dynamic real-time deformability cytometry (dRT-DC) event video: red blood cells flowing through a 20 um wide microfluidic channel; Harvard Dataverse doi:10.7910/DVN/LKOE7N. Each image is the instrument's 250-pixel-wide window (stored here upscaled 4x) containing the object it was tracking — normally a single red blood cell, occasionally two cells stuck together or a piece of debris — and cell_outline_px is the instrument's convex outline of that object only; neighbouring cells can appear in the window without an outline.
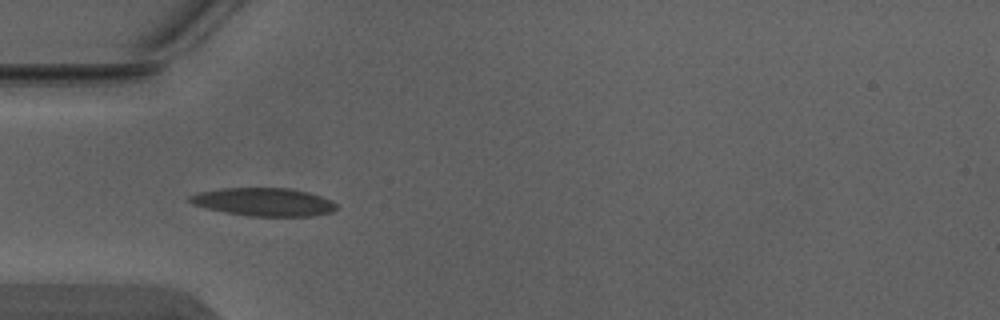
{"species": "Egyptian fruit bat (a non-hibernating species)", "species_latin": "Rousettus aegyptiacus", "temperature_condition": "warm", "stored_images_in_passage": 5, "camera_frame_rate_fps": 3000, "um_per_image_px": 0.085, "animal": {"sex": "male"}, "frame": {"image": 1, "passage_image": 3, "time_ms": 0.667, "image_size_px": [1000, 320], "cell_outline_px": [[336, 208], [332, 212], [312, 216], [248, 216], [208, 208], [196, 204], [188, 200], [188, 196], [196, 192], [220, 188], [288, 188], [308, 192], [332, 200], [336, 204]], "centroid_in_image_um": [22.43, 17.16], "position_along_channel_um": 62.6, "area_um2": 23.87}}
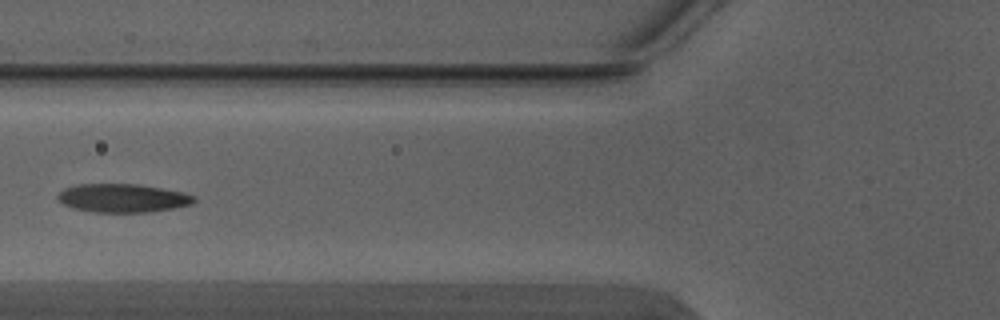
{"frame": {"image": 2, "passage_image": 4, "time_ms": 1.0, "image_size_px": [1000, 320], "cell_outline_px": [[196, 200], [192, 204], [176, 208], [148, 212], [96, 212], [72, 208], [64, 204], [56, 196], [64, 188], [80, 184], [140, 184], [184, 192], [196, 196]], "centroid_in_image_um": [10.48, 16.83], "position_along_channel_um": 115.3, "area_um2": 22.72}}
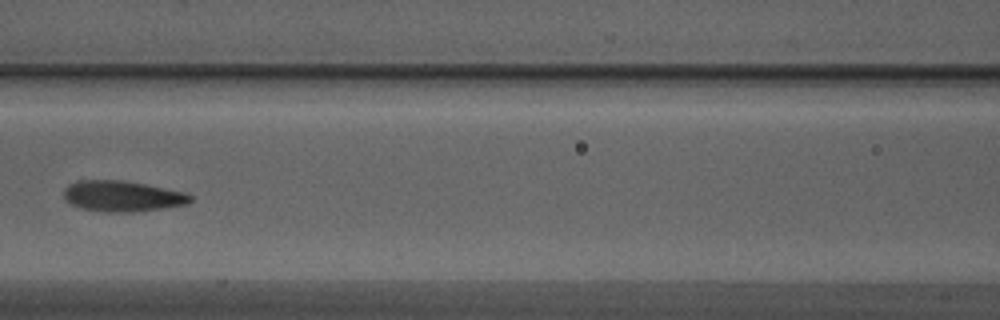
{"frame": {"image": 3, "passage_image": 5, "time_ms": 1.333, "image_size_px": [1000, 320], "cell_outline_px": [[192, 200], [188, 204], [164, 208], [132, 212], [100, 212], [80, 208], [64, 200], [64, 188], [68, 184], [76, 180], [120, 180], [144, 184], [184, 192], [192, 196]], "centroid_in_image_um": [10.35, 16.68], "position_along_channel_um": 156.2, "area_um2": 22.83}}